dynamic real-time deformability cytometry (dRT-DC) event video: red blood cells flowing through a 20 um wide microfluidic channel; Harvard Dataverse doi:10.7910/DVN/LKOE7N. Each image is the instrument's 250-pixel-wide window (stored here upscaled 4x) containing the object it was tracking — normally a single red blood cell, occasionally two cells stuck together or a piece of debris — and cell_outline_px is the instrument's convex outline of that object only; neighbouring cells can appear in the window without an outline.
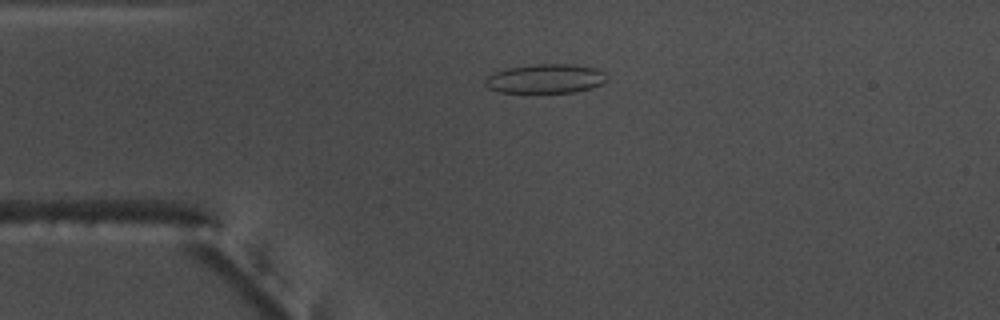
{"species": "common noctule bat (a hibernating species)", "species_latin": "Nyctalus noctula", "temperature_condition": "warm", "stored_images_in_passage": 55, "camera_frame_rate_fps": 3000, "um_per_image_px": 0.085, "animal": {"sex": "male", "body_mass_g": 17.5, "forearm_length_mm": 52.3}, "frame": {"image": 1, "passage_image": 13, "time_ms": 4.0, "image_size_px": [1000, 320], "cell_outline_px": [[608, 80], [604, 84], [592, 88], [572, 92], [500, 92], [488, 88], [484, 84], [484, 80], [492, 72], [504, 68], [532, 64], [572, 64], [596, 68], [604, 72], [608, 76]], "centroid_in_image_um": [46.38, 6.67], "position_along_channel_um": 38.6, "area_um2": 21.04}}
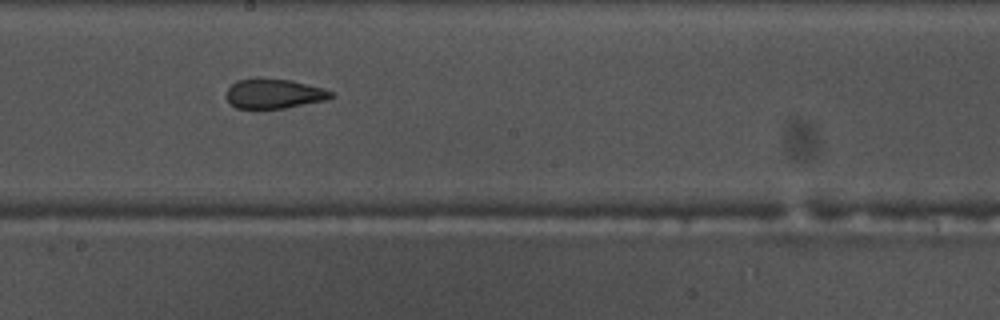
{"frame": {"image": 2, "passage_image": 30, "time_ms": 9.667, "image_size_px": [1000, 320], "cell_outline_px": [[336, 96], [328, 100], [284, 108], [236, 108], [224, 96], [228, 88], [236, 80], [256, 76], [292, 80], [324, 88], [332, 92]], "centroid_in_image_um": [23.29, 7.93], "position_along_channel_um": 224.9, "area_um2": 18.61}}
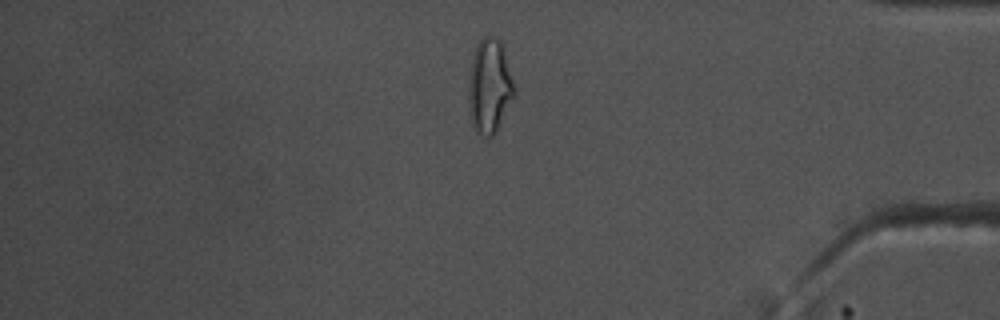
{"frame": {"image": 3, "passage_image": 46, "time_ms": 15.0, "image_size_px": [1000, 320], "cell_outline_px": [[516, 96], [496, 132], [492, 136], [484, 136], [476, 132], [472, 124], [468, 104], [468, 88], [472, 56], [476, 44], [484, 36], [496, 36], [500, 40], [504, 48], [516, 88]], "centroid_in_image_um": [41.64, 7.32], "position_along_channel_um": 393.6, "area_um2": 25.72}, "authors_computed_cell_mechanics": {"area_um2": 20.4034, "velocity_mm_per_s": 3.7374, "shape_relaxation_time_tau1_ms": null, "shape_relaxation_time_tau2_ms": 1.8231, "deformation_change_tau1": null, "deformation_change_tau2": 0.0985}}